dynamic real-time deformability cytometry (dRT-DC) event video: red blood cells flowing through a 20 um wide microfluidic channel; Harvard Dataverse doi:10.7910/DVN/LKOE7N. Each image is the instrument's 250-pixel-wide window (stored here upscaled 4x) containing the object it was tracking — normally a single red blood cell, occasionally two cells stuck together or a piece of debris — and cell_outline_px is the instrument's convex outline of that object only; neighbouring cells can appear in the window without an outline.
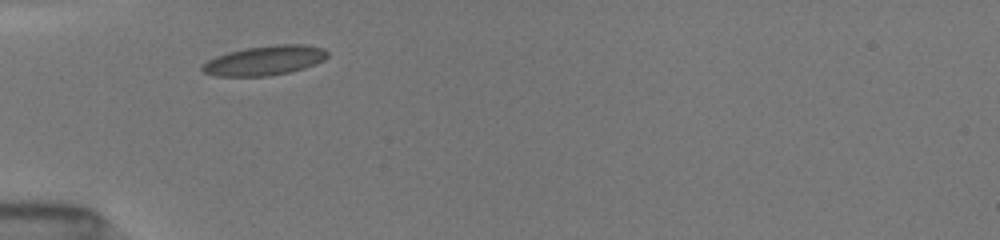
{"species": "common noctule bat (a hibernating species)", "species_latin": "Nyctalus noctula", "temperature_condition": "room temperature", "stored_images_in_passage": 35, "camera_frame_rate_fps": 3000, "um_per_image_px": 0.085, "animal": {"sex": "female", "body_mass_g": 19.5, "forearm_length_mm": 54.1}, "frame": {"image": 1, "passage_image": 1, "time_ms": 0.0, "image_size_px": [1000, 240], "cell_outline_px": [[328, 56], [324, 60], [304, 68], [288, 72], [268, 76], [216, 76], [204, 72], [200, 68], [208, 60], [228, 52], [248, 48], [276, 44], [300, 44], [324, 48], [328, 52]], "centroid_in_image_um": [22.52, 5.14], "position_along_channel_um": 62.5, "area_um2": 21.33}}
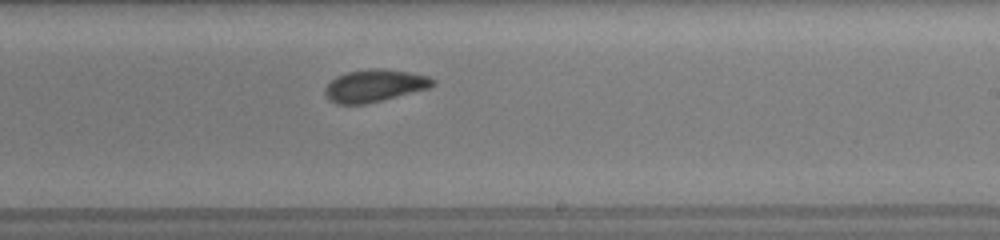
{"frame": {"image": 2, "passage_image": 16, "time_ms": 5.0, "image_size_px": [1000, 240], "cell_outline_px": [[436, 84], [428, 88], [364, 104], [336, 104], [328, 100], [324, 92], [324, 88], [336, 76], [348, 72], [368, 68], [384, 68], [408, 72], [428, 76], [436, 80]], "centroid_in_image_um": [31.81, 7.27], "position_along_channel_um": 257.2, "area_um2": 20.23}}
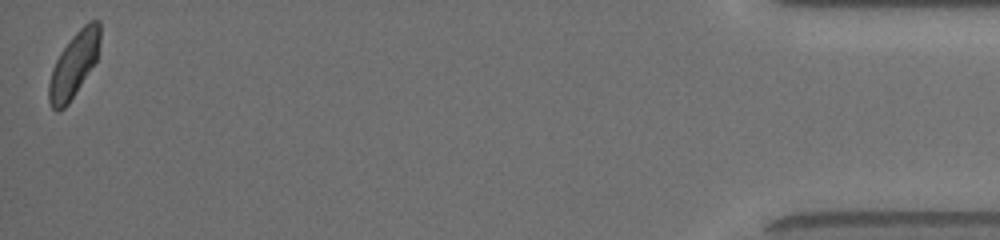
{"frame": {"image": 3, "passage_image": 35, "time_ms": 11.333, "image_size_px": [1000, 240], "cell_outline_px": [[100, 40], [96, 60], [68, 104], [64, 108], [56, 112], [52, 108], [48, 100], [48, 84], [52, 68], [60, 52], [72, 36], [88, 20], [100, 20]], "centroid_in_image_um": [6.26, 5.49], "position_along_channel_um": 428.9, "area_um2": 19.19}, "authors_computed_cell_mechanics": {"area_um2": 19.7676, "velocity_mm_per_s": 4.0106, "shape_relaxation_time_tau1_ms": 3.34, "shape_relaxation_time_tau2_ms": 1.6961, "deformation_change_tau1": 0.0998, "deformation_change_tau2": 0.0749}}